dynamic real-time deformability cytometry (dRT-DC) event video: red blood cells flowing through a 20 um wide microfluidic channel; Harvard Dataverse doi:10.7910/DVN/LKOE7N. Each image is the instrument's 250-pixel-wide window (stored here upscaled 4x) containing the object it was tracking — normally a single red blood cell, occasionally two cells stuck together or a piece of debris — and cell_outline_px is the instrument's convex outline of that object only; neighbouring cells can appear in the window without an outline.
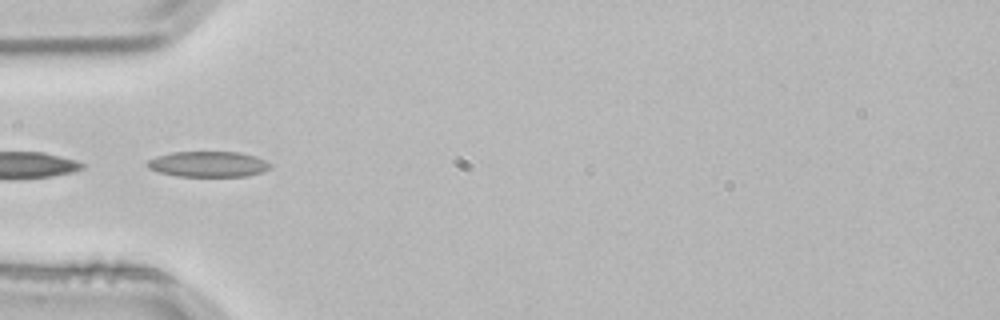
{"species": "common noctule bat (a hibernating species)", "species_latin": "Nyctalus noctula", "temperature_condition": "room temperature", "stored_images_in_passage": 1, "camera_frame_rate_fps": 3000, "um_per_image_px": 0.085, "animal": {"sex": "male", "body_mass_g": 21.5, "forearm_length_mm": 52.0}, "frame": {"image": 1, "passage_image": 1, "time_ms": 0.0, "image_size_px": [1000, 320], "cell_outline_px": [[272, 168], [248, 176], [176, 176], [160, 172], [148, 168], [148, 160], [156, 156], [172, 152], [240, 152], [256, 156], [272, 164]], "centroid_in_image_um": [17.73, 13.95], "position_along_channel_um": 67.3, "area_um2": 18.32}}